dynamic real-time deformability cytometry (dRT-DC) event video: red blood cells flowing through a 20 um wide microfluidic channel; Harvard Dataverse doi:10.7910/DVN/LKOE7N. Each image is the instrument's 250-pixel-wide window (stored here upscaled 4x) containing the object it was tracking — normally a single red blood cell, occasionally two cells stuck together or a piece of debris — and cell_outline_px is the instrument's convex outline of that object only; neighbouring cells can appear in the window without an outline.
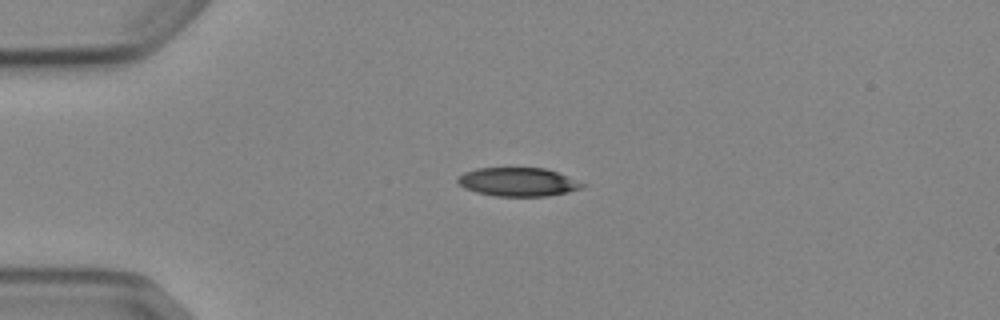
{"species": "Egyptian fruit bat (a non-hibernating species)", "species_latin": "Rousettus aegyptiacus", "temperature_condition": "cold", "stored_images_in_passage": 3, "camera_frame_rate_fps": 3000, "um_per_image_px": 0.085, "animal": {"sex": "female"}, "frame": {"image": 1, "passage_image": 3, "time_ms": 2.333, "image_size_px": [1000, 320], "cell_outline_px": [[588, 184], [580, 188], [568, 192], [548, 196], [496, 196], [476, 192], [464, 188], [456, 180], [464, 172], [476, 168], [544, 168], [556, 172]], "centroid_in_image_um": [44.03, 15.47], "position_along_channel_um": 41.0, "area_um2": 20.69}}